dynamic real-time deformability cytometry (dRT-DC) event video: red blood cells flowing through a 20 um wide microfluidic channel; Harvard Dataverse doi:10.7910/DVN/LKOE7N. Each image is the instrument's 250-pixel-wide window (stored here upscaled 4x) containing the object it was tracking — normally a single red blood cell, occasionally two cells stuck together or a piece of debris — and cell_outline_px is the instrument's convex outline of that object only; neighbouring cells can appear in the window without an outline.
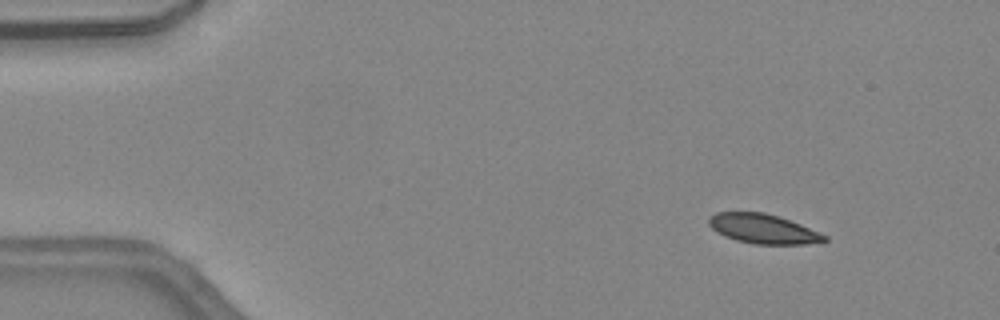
{"species": "common noctule bat (a hibernating species)", "species_latin": "Nyctalus noctula", "temperature_condition": "warm", "stored_images_in_passage": 45, "camera_frame_rate_fps": 3000, "um_per_image_px": 0.085, "animal": {"sex": "female", "body_mass_g": 24.6, "forearm_length_mm": 56.2}, "frame": {"image": 1, "passage_image": 5, "time_ms": 1.333, "image_size_px": [1000, 320], "cell_outline_px": [[828, 240], [824, 244], [756, 244], [736, 240], [724, 236], [716, 232], [708, 224], [708, 216], [716, 212], [764, 212], [800, 224], [828, 236]], "centroid_in_image_um": [64.88, 19.46], "position_along_channel_um": 20.1, "area_um2": 20.06}}
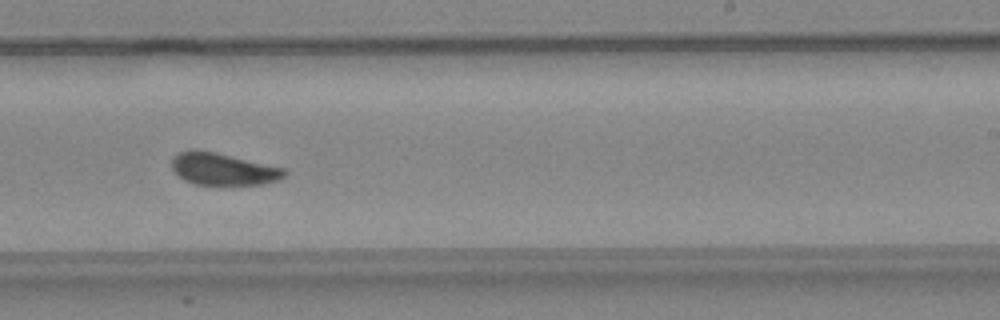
{"frame": {"image": 2, "passage_image": 28, "time_ms": 9.0, "image_size_px": [1000, 320], "cell_outline_px": [[288, 172], [284, 176], [276, 180], [260, 184], [196, 184], [184, 180], [172, 168], [172, 156], [180, 152], [192, 148], [196, 148], [284, 168]], "centroid_in_image_um": [18.91, 14.35], "position_along_channel_um": 270.1, "area_um2": 20.75}}
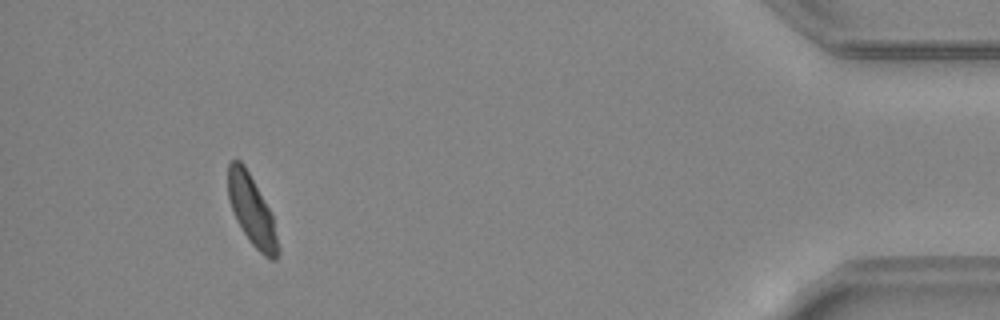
{"frame": {"image": 3, "passage_image": 42, "time_ms": 13.667, "image_size_px": [1000, 320], "cell_outline_px": [[280, 252], [276, 260], [272, 260], [264, 256], [248, 240], [236, 220], [228, 196], [228, 164], [232, 160], [240, 160], [244, 164], [268, 208], [272, 216], [280, 248]], "centroid_in_image_um": [21.4, 17.93], "position_along_channel_um": 413.8, "area_um2": 20.06}, "authors_computed_cell_mechanics": {"area_um2": 20.9814, "velocity_mm_per_s": 4.5003, "shape_relaxation_time_tau1_ms": 3.6398, "shape_relaxation_time_tau2_ms": 2.864, "deformation_change_tau1": 0.1156, "deformation_change_tau2": 0.0435}}